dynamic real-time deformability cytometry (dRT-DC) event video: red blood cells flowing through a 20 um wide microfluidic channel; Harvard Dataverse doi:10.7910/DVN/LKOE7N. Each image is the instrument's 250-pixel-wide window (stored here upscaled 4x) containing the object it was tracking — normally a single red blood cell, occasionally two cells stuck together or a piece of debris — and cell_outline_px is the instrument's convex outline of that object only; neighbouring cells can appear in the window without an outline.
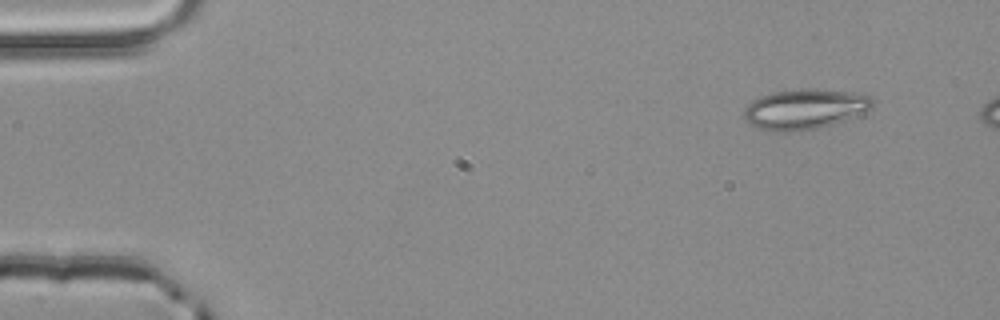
{"species": "common noctule bat (a hibernating species)", "species_latin": "Nyctalus noctula", "temperature_condition": "room temperature", "stored_images_in_passage": 3, "camera_frame_rate_fps": 3000, "um_per_image_px": 0.085, "animal": {"sex": "male", "body_mass_g": 20.4}, "frame": {"image": 1, "passage_image": 1, "time_ms": 0.0, "image_size_px": [1000, 320], "cell_outline_px": [[876, 104], [872, 108], [864, 112], [844, 120], [820, 128], [788, 132], [772, 132], [748, 124], [744, 120], [744, 108], [752, 100], [760, 96], [772, 92], [800, 88], [808, 88], [868, 92], [876, 100]], "centroid_in_image_um": [68.46, 9.25], "position_along_channel_um": 16.5, "area_um2": 31.04}}